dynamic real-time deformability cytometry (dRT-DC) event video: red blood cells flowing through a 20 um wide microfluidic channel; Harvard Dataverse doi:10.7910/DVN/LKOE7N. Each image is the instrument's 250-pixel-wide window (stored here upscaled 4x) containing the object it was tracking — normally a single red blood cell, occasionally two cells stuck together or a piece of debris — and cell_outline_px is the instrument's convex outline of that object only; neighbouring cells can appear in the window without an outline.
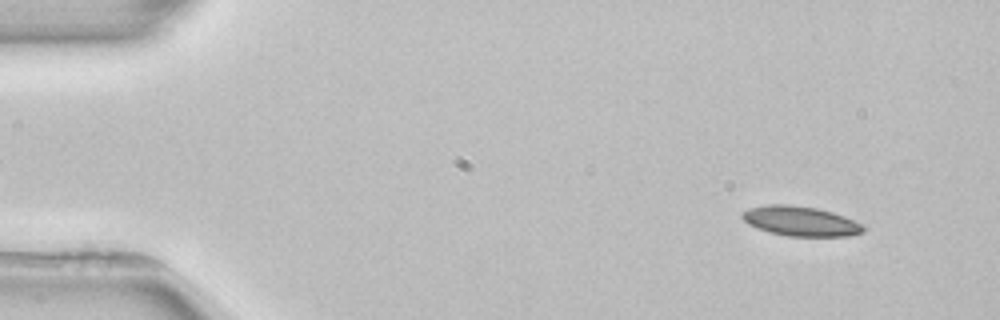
{"species": "common noctule bat (a hibernating species)", "species_latin": "Nyctalus noctula", "temperature_condition": "room temperature", "stored_images_in_passage": 6, "camera_frame_rate_fps": 3000, "um_per_image_px": 0.085, "animal": {"sex": "female", "body_mass_g": 22.7, "forearm_length_mm": 54.2}, "frame": {"image": 1, "passage_image": 1, "time_ms": 0.0, "image_size_px": [1000, 320], "cell_outline_px": [[864, 232], [848, 236], [788, 236], [768, 232], [756, 228], [748, 224], [740, 216], [740, 212], [752, 208], [768, 204], [788, 204], [816, 208], [832, 212], [844, 216], [860, 224], [864, 228]], "centroid_in_image_um": [68.0, 18.8], "position_along_channel_um": 17.0, "area_um2": 20.92}}
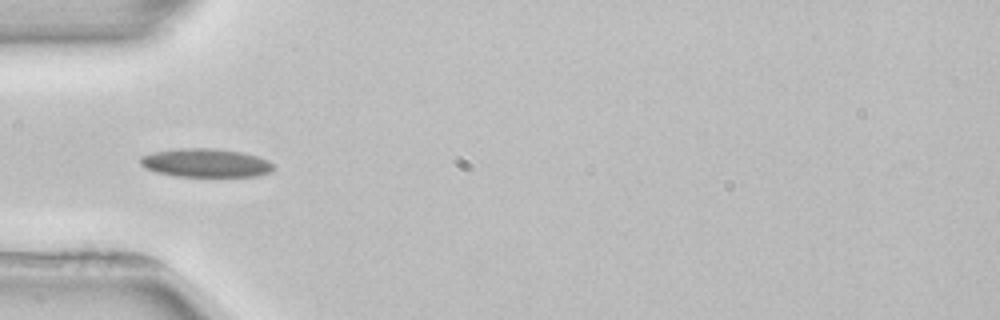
{"frame": {"image": 2, "passage_image": 4, "time_ms": 4.0, "image_size_px": [1000, 320], "cell_outline_px": [[272, 172], [256, 176], [176, 176], [156, 172], [144, 168], [140, 164], [140, 156], [152, 152], [176, 148], [216, 148], [240, 152], [256, 156], [268, 160], [272, 164]], "centroid_in_image_um": [17.44, 13.84], "position_along_channel_um": 67.6, "area_um2": 22.2}}